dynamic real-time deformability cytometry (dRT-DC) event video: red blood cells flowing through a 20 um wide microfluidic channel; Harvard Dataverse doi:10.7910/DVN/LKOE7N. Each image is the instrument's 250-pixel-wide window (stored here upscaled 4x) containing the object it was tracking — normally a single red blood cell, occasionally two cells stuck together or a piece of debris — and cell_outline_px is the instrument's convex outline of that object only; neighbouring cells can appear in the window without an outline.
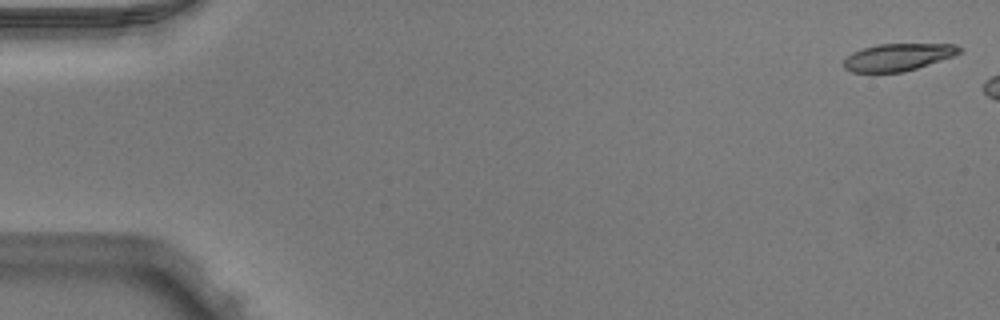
{"species": "Egyptian fruit bat (a non-hibernating species)", "species_latin": "Rousettus aegyptiacus", "temperature_condition": "warm", "stored_images_in_passage": 12, "camera_frame_rate_fps": 3000, "um_per_image_px": 0.085, "animal": {"sex": "male"}, "frame": {"image": 1, "passage_image": 1, "time_ms": 0.0, "image_size_px": [1000, 320], "cell_outline_px": [[960, 52], [952, 56], [904, 72], [852, 72], [844, 68], [844, 60], [852, 52], [876, 44], [956, 44], [960, 48]], "centroid_in_image_um": [76.29, 4.85], "position_along_channel_um": 8.7, "area_um2": 18.09}}